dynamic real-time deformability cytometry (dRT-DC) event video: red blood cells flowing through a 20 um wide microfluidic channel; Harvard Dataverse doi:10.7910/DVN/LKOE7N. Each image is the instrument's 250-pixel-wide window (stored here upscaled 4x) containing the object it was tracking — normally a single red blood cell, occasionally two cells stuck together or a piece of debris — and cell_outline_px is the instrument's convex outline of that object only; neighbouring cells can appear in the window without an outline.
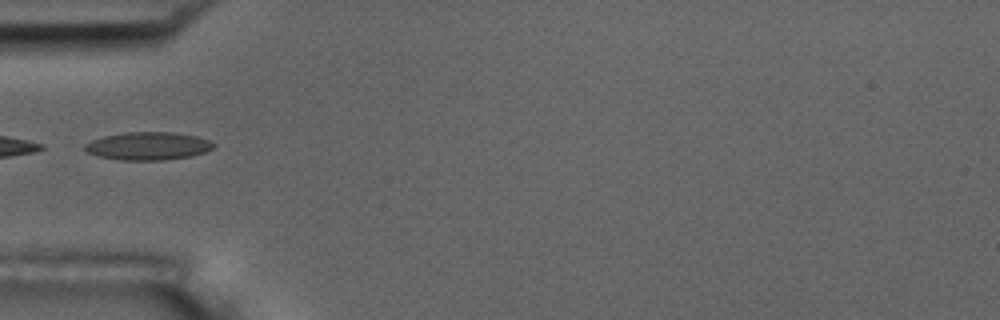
{"species": "common noctule bat (a hibernating species)", "species_latin": "Nyctalus noctula", "temperature_condition": "room temperature", "stored_images_in_passage": 37, "camera_frame_rate_fps": 3000, "um_per_image_px": 0.085, "animal": {"sex": "male", "body_mass_g": 17.5, "forearm_length_mm": 52.3}, "frame": {"image": 1, "passage_image": 1, "time_ms": 0.0, "image_size_px": [1000, 320], "cell_outline_px": [[216, 144], [212, 148], [204, 152], [192, 156], [164, 160], [120, 160], [100, 156], [88, 152], [84, 148], [84, 144], [92, 140], [104, 136], [128, 132], [172, 132], [196, 136], [212, 140]], "centroid_in_image_um": [12.62, 12.41], "position_along_channel_um": 72.4, "area_um2": 20.92}}